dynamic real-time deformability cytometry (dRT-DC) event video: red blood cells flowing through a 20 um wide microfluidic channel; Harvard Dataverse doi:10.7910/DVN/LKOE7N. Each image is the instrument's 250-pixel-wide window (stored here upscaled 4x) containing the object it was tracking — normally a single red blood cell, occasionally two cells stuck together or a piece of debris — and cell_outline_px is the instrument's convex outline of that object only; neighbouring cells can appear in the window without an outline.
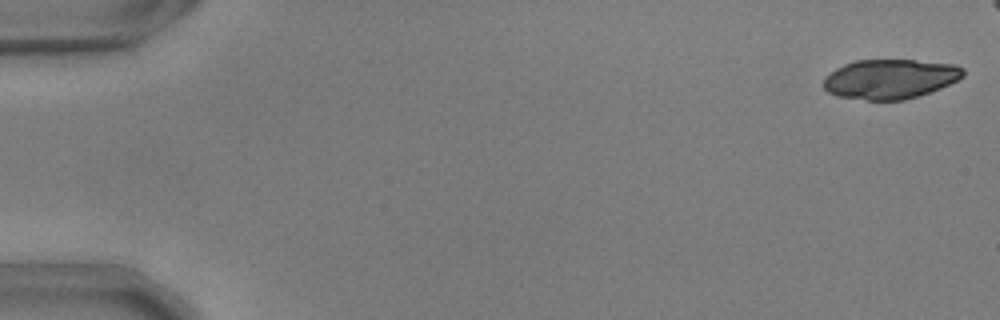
{"species": "common noctule bat (a hibernating species)", "species_latin": "Nyctalus noctula", "temperature_condition": "warm", "stored_images_in_passage": 50, "camera_frame_rate_fps": 3000, "um_per_image_px": 0.085, "animal": {"sex": "male", "body_mass_g": 17.9, "forearm_length_mm": 54.2}, "frame": {"image": 1, "passage_image": 1, "time_ms": 0.0, "image_size_px": [1000, 320], "cell_outline_px": [[964, 76], [940, 88], [904, 100], [868, 100], [836, 96], [828, 92], [824, 88], [824, 80], [836, 68], [844, 64], [856, 60], [916, 60], [956, 64], [964, 68]], "centroid_in_image_um": [75.67, 6.7], "position_along_channel_um": 9.3, "area_um2": 32.02}}
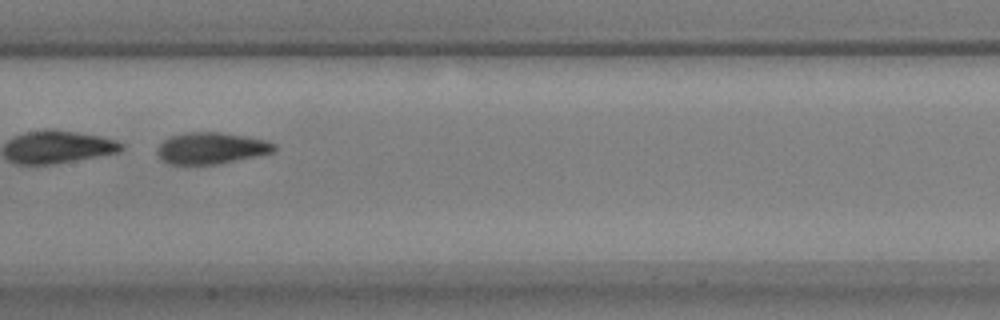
{"frame": {"image": 2, "passage_image": 28, "time_ms": 9.0, "image_size_px": [1000, 320], "cell_outline_px": [[276, 148], [272, 152], [256, 156], [220, 164], [168, 164], [160, 160], [156, 152], [156, 148], [164, 140], [172, 136], [188, 132], [220, 132], [244, 136], [264, 140], [276, 144]], "centroid_in_image_um": [17.92, 12.6], "position_along_channel_um": 189.5, "area_um2": 21.44}}
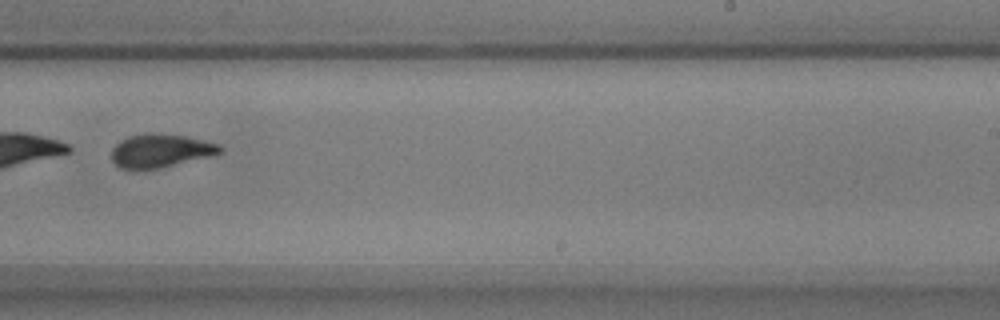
{"frame": {"image": 3, "passage_image": 35, "time_ms": 11.333, "image_size_px": [1000, 320], "cell_outline_px": [[224, 152], [216, 156], [160, 168], [120, 168], [112, 160], [112, 148], [120, 140], [128, 136], [184, 136], [220, 144], [224, 148]], "centroid_in_image_um": [13.75, 12.86], "position_along_channel_um": 275.3, "area_um2": 20.52}, "authors_computed_cell_mechanics": {"area_um2": 22.7732, "velocity_mm_per_s": 3.6995, "shape_relaxation_time_tau1_ms": 3.8548, "shape_relaxation_time_tau2_ms": 1.8407, "deformation_change_tau1": 0.1507, "deformation_change_tau2": 0.0794}}